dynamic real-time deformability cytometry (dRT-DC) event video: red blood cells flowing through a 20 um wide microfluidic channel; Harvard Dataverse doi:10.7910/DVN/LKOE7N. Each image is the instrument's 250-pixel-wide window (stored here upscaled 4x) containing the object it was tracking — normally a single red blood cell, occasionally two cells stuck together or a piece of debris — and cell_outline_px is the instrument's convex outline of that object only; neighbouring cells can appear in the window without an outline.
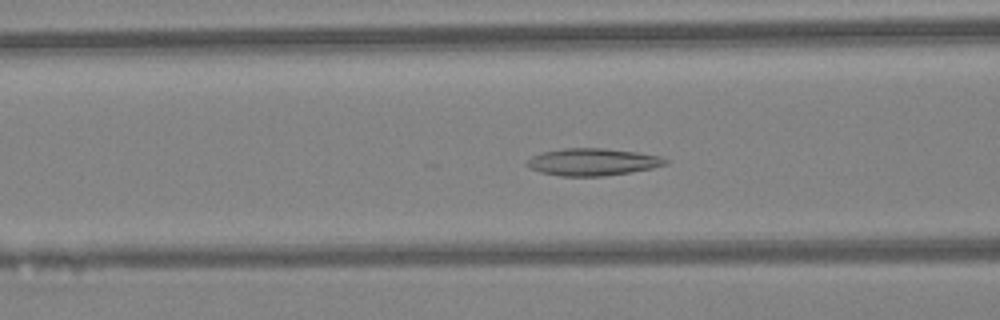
{"species": "Egyptian fruit bat (a non-hibernating species)", "species_latin": "Rousettus aegyptiacus", "temperature_condition": "warm", "stored_images_in_passage": 46, "segment_of_instrument_passage": [1, 2], "camera_frame_rate_fps": 3000, "um_per_image_px": 0.085, "animal": {"sex": "female"}, "frame": {"image": 1, "passage_image": 18, "time_ms": 5.667, "image_size_px": [1000, 320], "cell_outline_px": [[668, 164], [652, 168], [632, 172], [604, 176], [560, 176], [540, 172], [528, 168], [524, 164], [532, 156], [540, 152], [564, 148], [604, 148], [636, 152], [660, 156], [668, 160]], "centroid_in_image_um": [50.34, 13.77], "position_along_channel_um": 116.3, "area_um2": 22.14}}
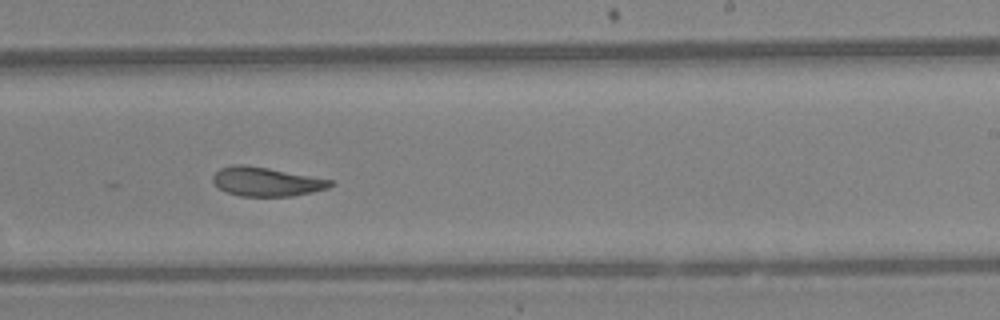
{"frame": {"image": 2, "passage_image": 28, "time_ms": 9.0, "image_size_px": [1000, 320], "cell_outline_px": [[336, 184], [328, 188], [312, 192], [292, 196], [240, 196], [228, 192], [212, 184], [212, 176], [220, 168], [236, 164], [244, 164], [268, 168], [332, 180]], "centroid_in_image_um": [22.63, 15.44], "position_along_channel_um": 266.4, "area_um2": 19.83}}
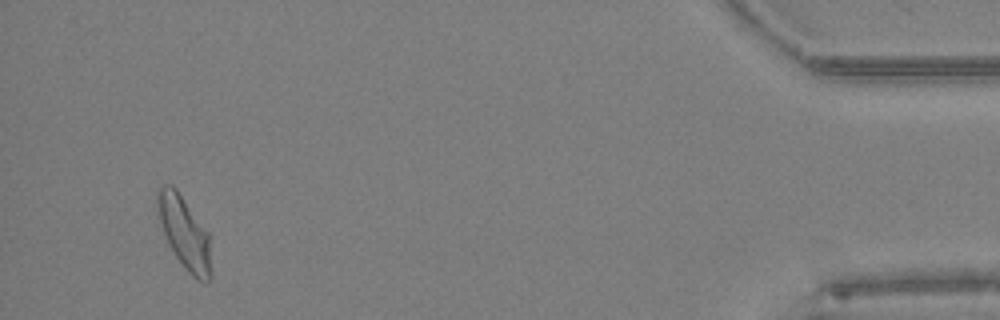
{"frame": {"image": 3, "passage_image": 43, "time_ms": 14.0, "image_size_px": [1000, 320], "cell_outline_px": [[212, 276], [208, 280], [196, 280], [188, 272], [176, 256], [168, 244], [160, 220], [156, 204], [156, 188], [164, 184], [172, 184], [176, 188], [208, 232], [212, 272]], "centroid_in_image_um": [15.67, 19.75], "position_along_channel_um": 419.5, "area_um2": 22.54}}